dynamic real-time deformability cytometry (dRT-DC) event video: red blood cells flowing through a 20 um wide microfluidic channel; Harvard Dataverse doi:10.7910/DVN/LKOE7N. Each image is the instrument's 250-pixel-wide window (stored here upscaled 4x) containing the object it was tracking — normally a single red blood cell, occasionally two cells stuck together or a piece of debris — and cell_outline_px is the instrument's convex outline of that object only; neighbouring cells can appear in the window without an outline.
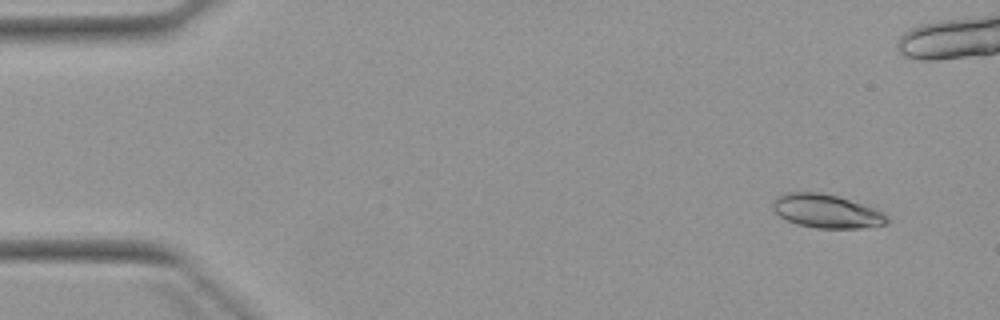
{"species": "Egyptian fruit bat (a non-hibernating species)", "species_latin": "Rousettus aegyptiacus", "temperature_condition": "warm", "stored_images_in_passage": 5, "camera_frame_rate_fps": 3000, "um_per_image_px": 0.085, "animal": {"sex": "female"}, "frame": {"image": 1, "passage_image": 1, "time_ms": 0.0, "image_size_px": [1000, 320], "cell_outline_px": [[888, 224], [860, 228], [816, 228], [796, 224], [780, 216], [772, 208], [772, 200], [776, 196], [784, 192], [816, 192], [836, 196], [884, 212], [888, 216]], "centroid_in_image_um": [70.21, 17.95], "position_along_channel_um": 14.8, "area_um2": 22.25}}